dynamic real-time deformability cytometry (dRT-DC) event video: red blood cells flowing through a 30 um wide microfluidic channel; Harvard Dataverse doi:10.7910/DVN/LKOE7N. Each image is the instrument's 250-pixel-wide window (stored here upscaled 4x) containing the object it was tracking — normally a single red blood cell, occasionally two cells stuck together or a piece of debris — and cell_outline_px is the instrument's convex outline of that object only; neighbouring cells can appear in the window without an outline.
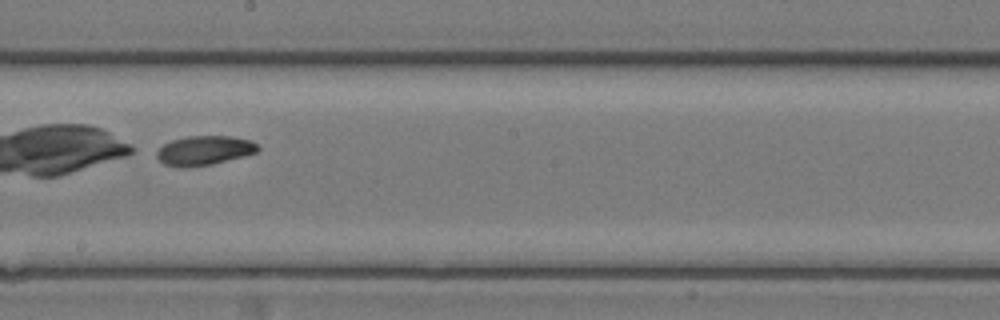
{"species": "common noctule bat (a hibernating species)", "species_latin": "Nyctalus noctula", "temperature_condition": "room temperature", "stored_images_in_passage": 29, "camera_frame_rate_fps": 3000, "um_per_image_px": 0.085, "animal": {"sex": "female", "body_mass_g": 17.0, "forearm_length_mm": 48.0}, "frame": {"image": 1, "passage_image": 14, "time_ms": 4.333, "image_size_px": [1000, 320], "cell_outline_px": [[260, 148], [256, 152], [244, 156], [212, 164], [184, 168], [180, 168], [164, 164], [156, 156], [156, 152], [164, 144], [172, 140], [188, 136], [232, 136], [252, 140]], "centroid_in_image_um": [17.36, 12.79], "position_along_channel_um": 230.8, "area_um2": 17.34}}
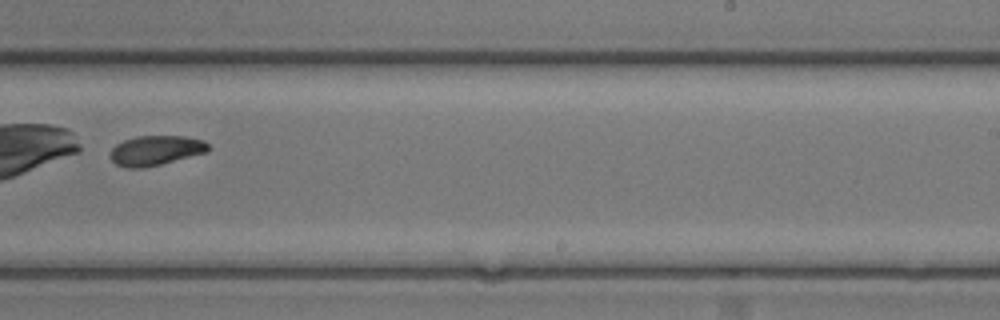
{"frame": {"image": 2, "passage_image": 17, "time_ms": 5.333, "image_size_px": [1000, 320], "cell_outline_px": [[208, 152], [160, 164], [140, 168], [128, 168], [116, 164], [108, 156], [112, 148], [116, 144], [124, 140], [136, 136], [184, 136], [204, 140], [208, 144]], "centroid_in_image_um": [13.21, 12.78], "position_along_channel_um": 275.8, "area_um2": 16.99}}